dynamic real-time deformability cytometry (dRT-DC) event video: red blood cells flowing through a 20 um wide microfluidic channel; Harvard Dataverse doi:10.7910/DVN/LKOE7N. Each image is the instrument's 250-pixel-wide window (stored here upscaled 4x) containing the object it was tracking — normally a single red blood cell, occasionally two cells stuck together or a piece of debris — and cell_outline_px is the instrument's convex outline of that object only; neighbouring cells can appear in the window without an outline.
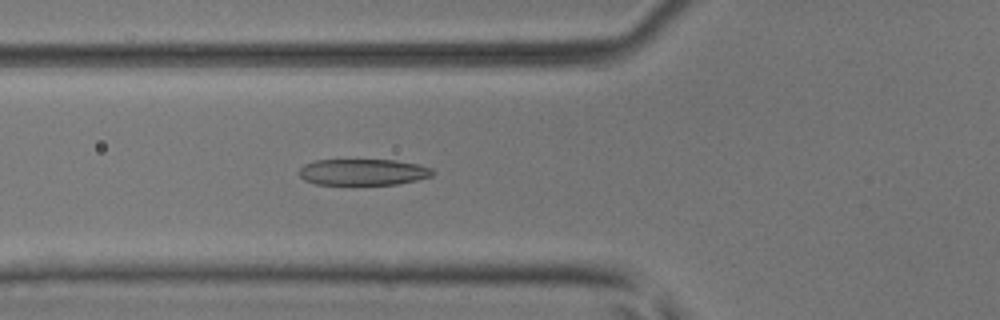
{"species": "common noctule bat (a hibernating species)", "species_latin": "Nyctalus noctula", "temperature_condition": "room temperature", "stored_images_in_passage": 50, "camera_frame_rate_fps": 3000, "um_per_image_px": 0.085, "animal": {"sex": "male", "body_mass_g": 17.9, "forearm_length_mm": 54.2}, "frame": {"image": 1, "passage_image": 18, "time_ms": 5.667, "image_size_px": [1000, 320], "cell_outline_px": [[436, 172], [432, 176], [416, 180], [396, 184], [316, 184], [304, 180], [300, 176], [300, 168], [304, 164], [316, 160], [396, 160], [420, 164], [432, 168]], "centroid_in_image_um": [30.9, 14.62], "position_along_channel_um": 94.9, "area_um2": 20.46}}
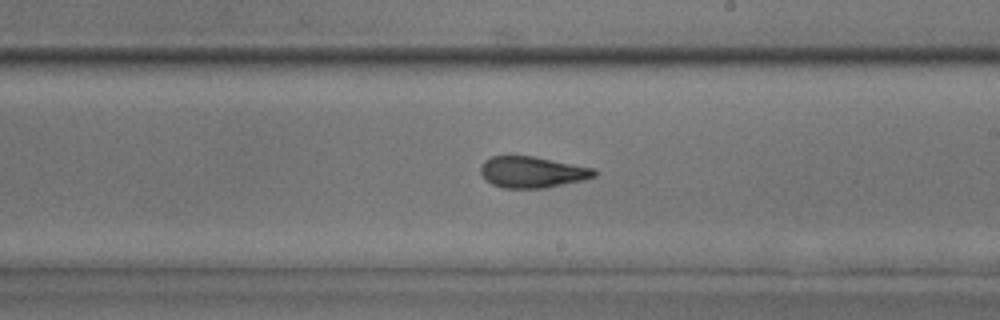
{"frame": {"image": 2, "passage_image": 29, "time_ms": 9.333, "image_size_px": [1000, 320], "cell_outline_px": [[596, 176], [584, 180], [544, 188], [504, 188], [492, 184], [480, 172], [480, 168], [484, 160], [492, 156], [532, 156], [592, 168], [596, 172]], "centroid_in_image_um": [45.22, 14.63], "position_along_channel_um": 243.8, "area_um2": 20.4}}
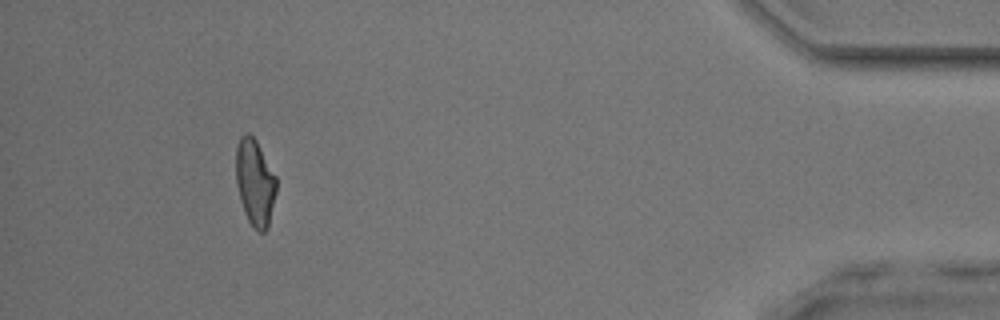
{"frame": {"image": 3, "passage_image": 46, "time_ms": 15.0, "image_size_px": [1000, 320], "cell_outline_px": [[276, 192], [268, 228], [264, 232], [260, 232], [248, 220], [244, 212], [240, 200], [236, 184], [236, 148], [240, 136], [244, 132], [248, 132], [256, 140], [276, 176]], "centroid_in_image_um": [21.66, 15.48], "position_along_channel_um": 413.5, "area_um2": 20.35}, "authors_computed_cell_mechanics": {"area_um2": 21.1548, "velocity_mm_per_s": 4.0697, "shape_relaxation_time_tau1_ms": 3.228, "shape_relaxation_time_tau2_ms": 1.2512, "deformation_change_tau1": 0.154, "deformation_change_tau2": 0.0965}}